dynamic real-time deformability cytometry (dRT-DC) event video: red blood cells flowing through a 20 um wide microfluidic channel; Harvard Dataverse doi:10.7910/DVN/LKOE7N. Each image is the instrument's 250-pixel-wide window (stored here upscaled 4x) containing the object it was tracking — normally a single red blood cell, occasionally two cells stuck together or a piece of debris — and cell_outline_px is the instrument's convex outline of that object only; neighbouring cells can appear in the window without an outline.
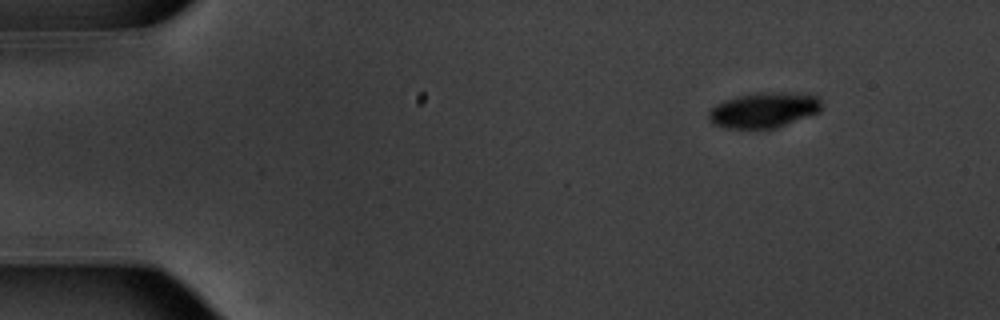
{"species": "common noctule bat (a hibernating species)", "species_latin": "Nyctalus noctula", "temperature_condition": "warm", "stored_images_in_passage": 46, "camera_frame_rate_fps": 3000, "um_per_image_px": 0.085, "animal": {"sex": "male", "body_mass_g": 20.1, "forearm_length_mm": 53.5}, "frame": {"image": 1, "passage_image": 1, "time_ms": 0.0, "image_size_px": [1000, 320], "cell_outline_px": [[820, 112], [776, 128], [724, 128], [712, 124], [708, 120], [708, 112], [716, 104], [724, 100], [740, 96], [820, 96]], "centroid_in_image_um": [64.83, 9.45], "position_along_channel_um": 20.2, "area_um2": 21.73}}
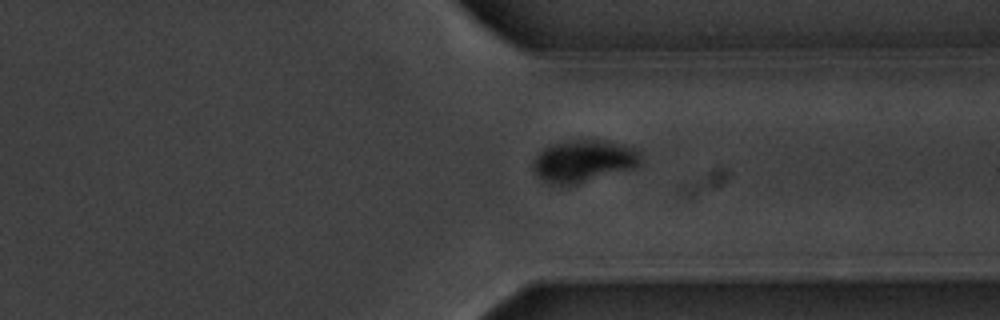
{"frame": {"image": 2, "passage_image": 36, "time_ms": 11.667, "image_size_px": [1000, 320], "cell_outline_px": [[640, 164], [636, 168], [580, 184], [548, 184], [536, 176], [532, 168], [532, 164], [536, 156], [544, 148], [552, 144], [568, 140], [600, 140], [620, 144], [632, 148], [640, 156]], "centroid_in_image_um": [49.57, 13.72], "position_along_channel_um": 361.8, "area_um2": 26.53}}
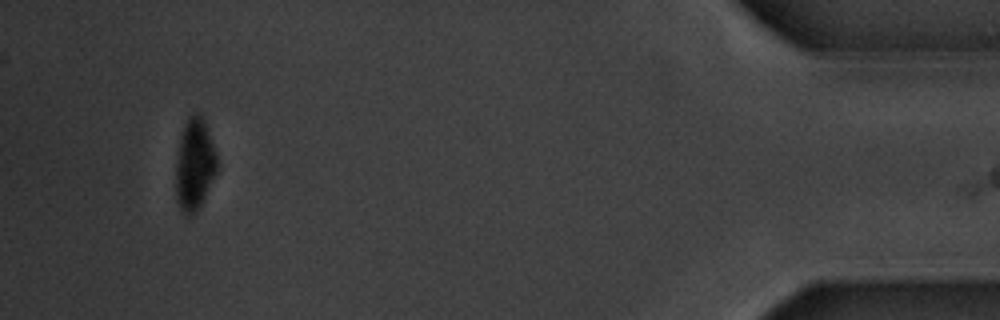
{"frame": {"image": 3, "passage_image": 43, "time_ms": 14.0, "image_size_px": [1000, 320], "cell_outline_px": [[216, 172], [200, 208], [192, 216], [184, 216], [176, 200], [176, 156], [180, 136], [184, 124], [188, 116], [196, 112], [200, 112], [204, 120], [216, 152]], "centroid_in_image_um": [16.51, 13.99], "position_along_channel_um": 418.7, "area_um2": 22.31}, "authors_computed_cell_mechanics": {"area_um2": 25.6921, "velocity_mm_per_s": 3.7497, "shape_relaxation_time_tau1_ms": 1.6155, "shape_relaxation_time_tau2_ms": null, "deformation_change_tau1": 0.1426, "deformation_change_tau2": null}}